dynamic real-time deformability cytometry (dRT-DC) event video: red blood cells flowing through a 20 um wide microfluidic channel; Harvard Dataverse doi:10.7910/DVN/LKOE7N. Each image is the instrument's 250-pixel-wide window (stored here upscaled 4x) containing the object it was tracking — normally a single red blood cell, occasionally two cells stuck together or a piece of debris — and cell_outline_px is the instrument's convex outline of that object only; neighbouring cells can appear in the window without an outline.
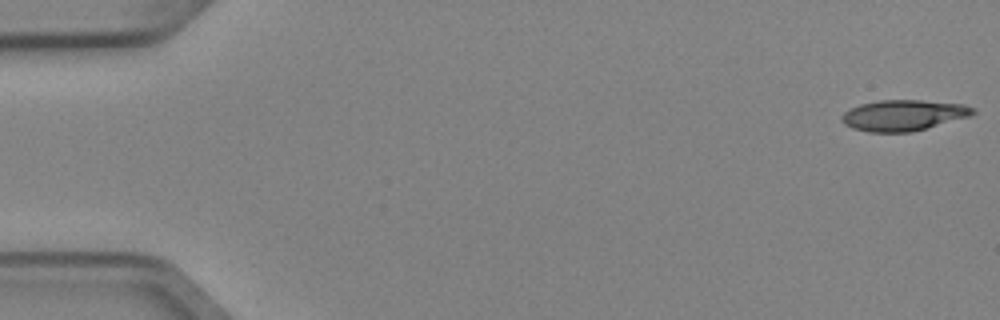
{"species": "Egyptian fruit bat (a non-hibernating species)", "species_latin": "Rousettus aegyptiacus", "temperature_condition": "cold", "stored_images_in_passage": 5, "camera_frame_rate_fps": 3000, "um_per_image_px": 0.085, "animal": {"sex": "female"}, "frame": {"image": 1, "passage_image": 1, "time_ms": 0.0, "image_size_px": [1000, 320], "cell_outline_px": [[976, 112], [972, 116], [912, 132], [868, 132], [852, 128], [844, 124], [840, 120], [840, 116], [844, 112], [860, 104], [880, 100], [920, 100], [964, 104], [976, 108]], "centroid_in_image_um": [76.81, 9.8], "position_along_channel_um": 8.2, "area_um2": 23.81}}
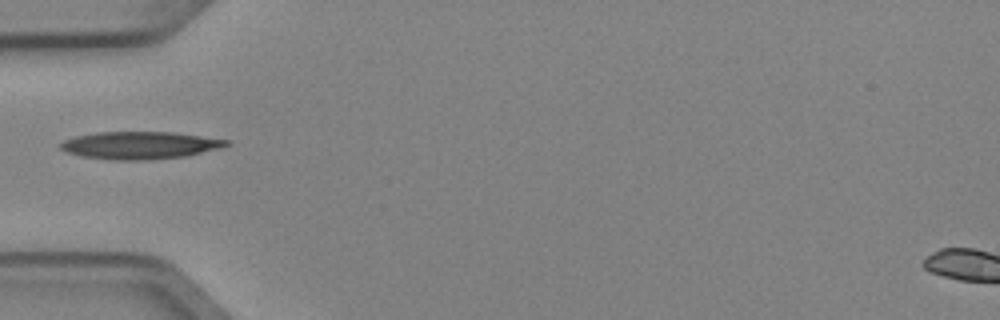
{"frame": {"image": 2, "passage_image": 5, "time_ms": 1.333, "image_size_px": [1000, 320], "cell_outline_px": [[232, 144], [220, 148], [184, 156], [148, 160], [112, 160], [80, 156], [68, 152], [60, 148], [60, 144], [64, 140], [76, 136], [96, 132], [172, 132], [232, 140]], "centroid_in_image_um": [11.92, 12.35], "position_along_channel_um": 73.1, "area_um2": 26.59}}